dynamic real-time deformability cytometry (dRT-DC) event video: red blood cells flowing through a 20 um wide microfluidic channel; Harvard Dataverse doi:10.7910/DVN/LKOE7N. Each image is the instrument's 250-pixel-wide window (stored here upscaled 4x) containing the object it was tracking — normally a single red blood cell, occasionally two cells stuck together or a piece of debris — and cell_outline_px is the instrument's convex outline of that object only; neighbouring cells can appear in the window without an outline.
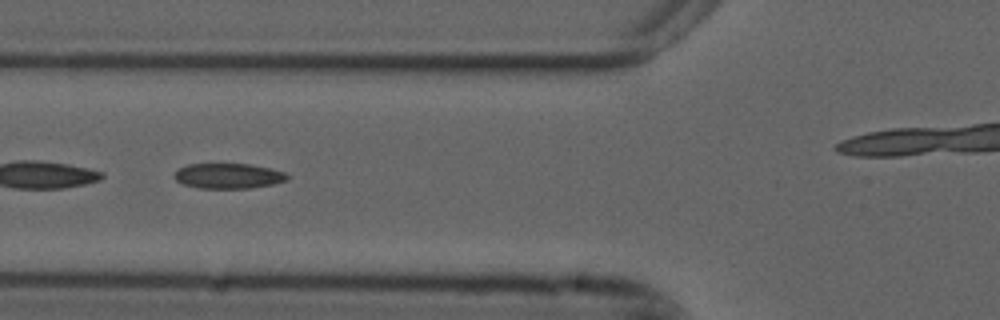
{"species": "common noctule bat (a hibernating species)", "species_latin": "Nyctalus noctula", "temperature_condition": "cold", "stored_images_in_passage": 47, "segment_of_instrument_passage": [2, 2], "camera_frame_rate_fps": 3000, "um_per_image_px": 0.085, "animal": {"sex": "male", "forearm_length_mm": 52.5}, "frame": {"image": 1, "passage_image": 21, "time_ms": 6.667, "image_size_px": [1000, 320], "cell_outline_px": [[288, 180], [272, 184], [248, 188], [200, 188], [184, 184], [176, 180], [172, 176], [180, 168], [188, 164], [252, 164], [284, 172], [288, 176]], "centroid_in_image_um": [19.4, 14.95], "position_along_channel_um": 106.4, "area_um2": 16.42}}
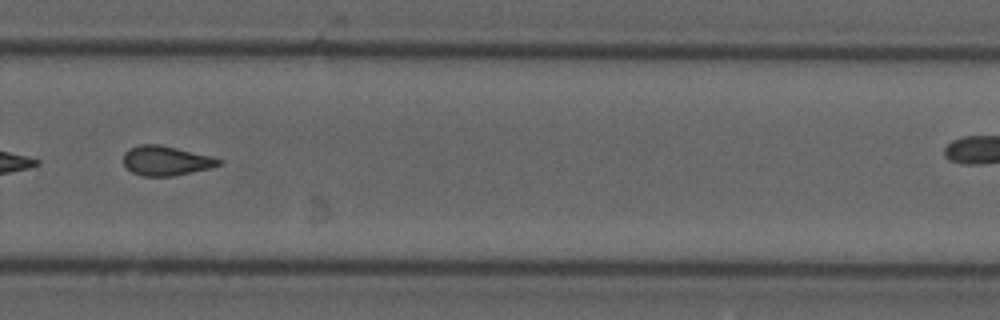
{"frame": {"image": 2, "passage_image": 38, "time_ms": 12.333, "image_size_px": [1000, 320], "cell_outline_px": [[224, 164], [212, 168], [172, 176], [140, 176], [132, 172], [124, 164], [124, 152], [128, 148], [140, 144], [160, 144], [212, 156], [224, 160]], "centroid_in_image_um": [14.15, 13.65], "position_along_channel_um": 315.6, "area_um2": 16.7}}
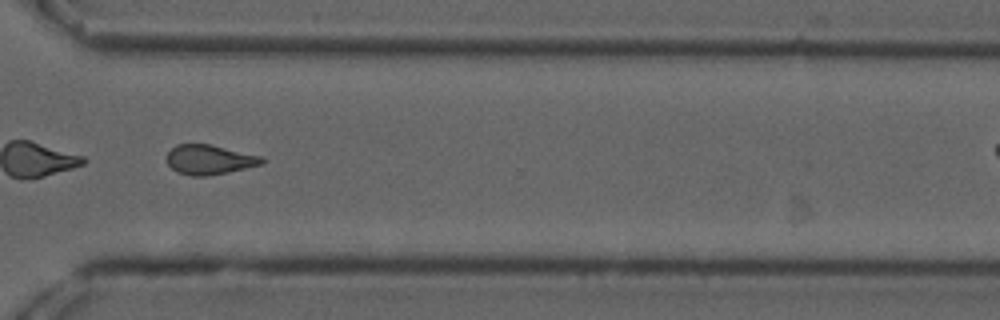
{"frame": {"image": 3, "passage_image": 41, "time_ms": 13.333, "image_size_px": [1000, 320], "cell_outline_px": [[264, 164], [208, 176], [192, 176], [176, 172], [168, 164], [168, 152], [176, 144], [208, 144], [260, 156], [264, 160]], "centroid_in_image_um": [17.78, 13.58], "position_along_channel_um": 352.8, "area_um2": 16.18}}